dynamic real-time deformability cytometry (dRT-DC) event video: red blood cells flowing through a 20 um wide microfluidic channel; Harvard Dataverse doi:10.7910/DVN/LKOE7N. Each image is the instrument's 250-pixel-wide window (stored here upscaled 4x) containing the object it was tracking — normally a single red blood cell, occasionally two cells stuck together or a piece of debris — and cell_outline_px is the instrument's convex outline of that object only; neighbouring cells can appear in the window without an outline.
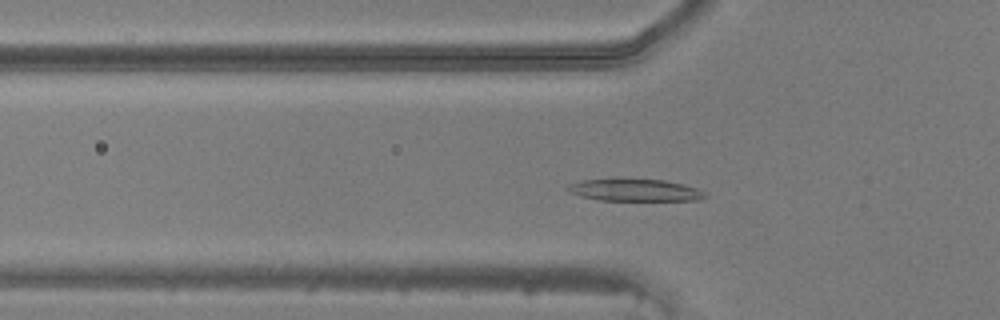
{"species": "common noctule bat (a hibernating species)", "species_latin": "Nyctalus noctula", "temperature_condition": "warm", "stored_images_in_passage": 45, "camera_frame_rate_fps": 3000, "um_per_image_px": 0.085, "animal": {"sex": "male", "body_mass_g": 20.5, "forearm_length_mm": 52.5}, "frame": {"image": 1, "passage_image": 13, "time_ms": 4.0, "image_size_px": [1000, 320], "cell_outline_px": [[708, 196], [700, 200], [600, 200], [580, 196], [568, 192], [564, 188], [580, 180], [664, 180], [684, 184], [708, 192]], "centroid_in_image_um": [54.02, 16.18], "position_along_channel_um": 71.8, "area_um2": 17.46}}
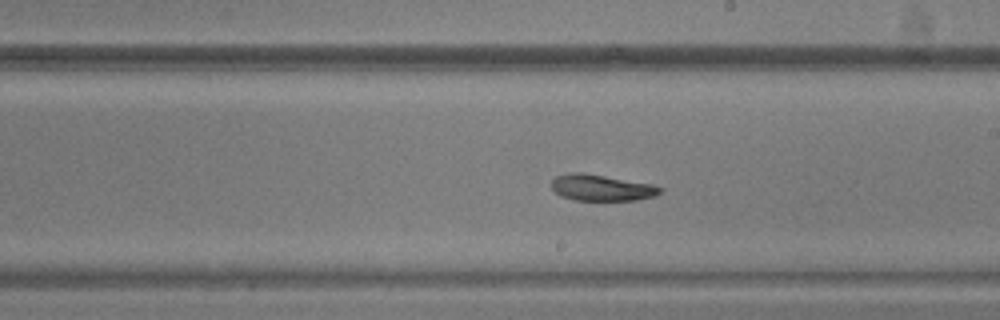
{"frame": {"image": 2, "passage_image": 25, "time_ms": 8.0, "image_size_px": [1000, 320], "cell_outline_px": [[664, 188], [656, 196], [636, 200], [576, 200], [560, 196], [552, 188], [552, 180], [556, 176], [568, 172], [584, 172], [652, 184]], "centroid_in_image_um": [51.13, 15.94], "position_along_channel_um": 237.9, "area_um2": 16.7}}
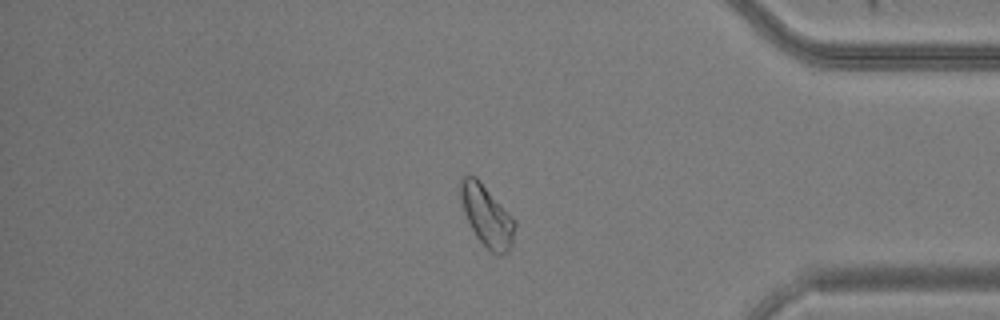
{"frame": {"image": 3, "passage_image": 38, "time_ms": 12.333, "image_size_px": [1000, 320], "cell_outline_px": [[516, 224], [512, 248], [508, 252], [500, 256], [496, 256], [476, 236], [468, 224], [464, 212], [460, 196], [460, 176], [468, 172], [476, 176], [480, 180], [516, 220]], "centroid_in_image_um": [41.38, 18.32], "position_along_channel_um": 393.8, "area_um2": 19.88}}